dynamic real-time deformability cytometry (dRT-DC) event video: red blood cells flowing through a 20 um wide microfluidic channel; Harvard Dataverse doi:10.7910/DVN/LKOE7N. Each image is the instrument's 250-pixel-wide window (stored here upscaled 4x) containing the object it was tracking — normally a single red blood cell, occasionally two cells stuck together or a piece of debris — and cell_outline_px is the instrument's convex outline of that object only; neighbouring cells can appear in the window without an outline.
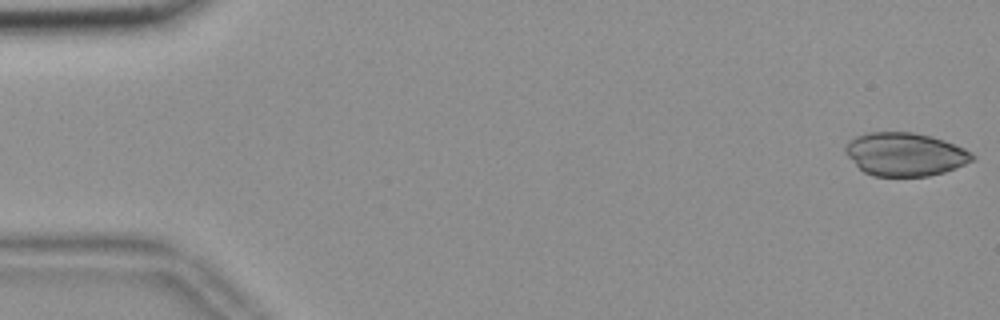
{"species": "common noctule bat (a hibernating species)", "species_latin": "Nyctalus noctula", "temperature_condition": "room temperature", "stored_images_in_passage": 55, "camera_frame_rate_fps": 3000, "um_per_image_px": 0.085, "animal": {"sex": "female", "body_mass_g": 18.4}, "frame": {"image": 1, "passage_image": 1, "time_ms": 0.0, "image_size_px": [1000, 320], "cell_outline_px": [[976, 160], [956, 168], [944, 172], [928, 176], [872, 176], [864, 172], [844, 152], [844, 148], [848, 140], [856, 136], [868, 132], [912, 132], [932, 136], [944, 140], [964, 148], [976, 156]], "centroid_in_image_um": [76.94, 13.11], "position_along_channel_um": 8.1, "area_um2": 32.19}}
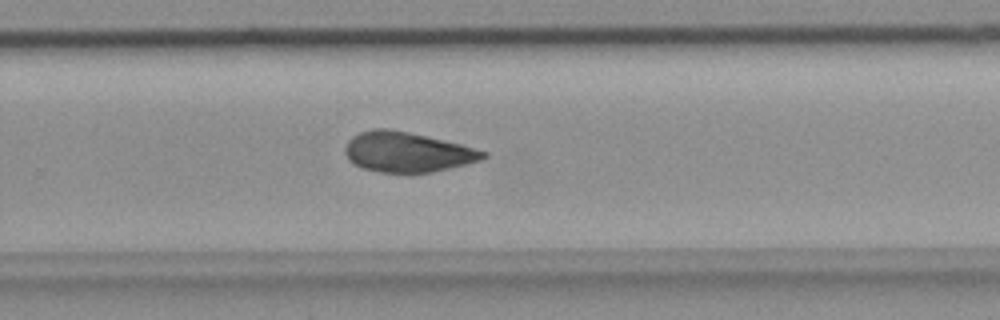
{"frame": {"image": 2, "passage_image": 36, "time_ms": 11.667, "image_size_px": [1000, 320], "cell_outline_px": [[488, 156], [480, 160], [452, 168], [432, 172], [380, 172], [360, 168], [348, 160], [344, 152], [344, 148], [348, 140], [352, 136], [360, 132], [372, 128], [388, 128], [408, 132], [460, 144], [488, 152]], "centroid_in_image_um": [34.58, 12.92], "position_along_channel_um": 295.2, "area_um2": 32.25}}
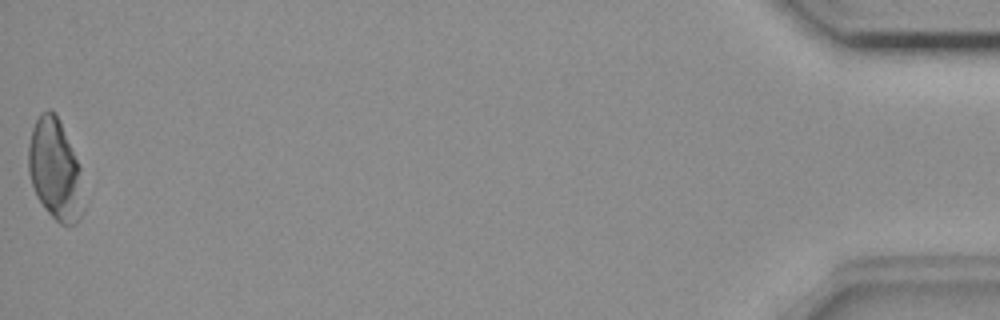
{"frame": {"image": 3, "passage_image": 55, "time_ms": 18.0, "image_size_px": [1000, 320], "cell_outline_px": [[84, 212], [80, 220], [76, 224], [60, 224], [44, 208], [36, 196], [28, 172], [28, 144], [32, 128], [40, 112], [48, 108], [56, 112], [60, 120], [80, 168]], "centroid_in_image_um": [4.67, 14.42], "position_along_channel_um": 430.5, "area_um2": 32.6}}